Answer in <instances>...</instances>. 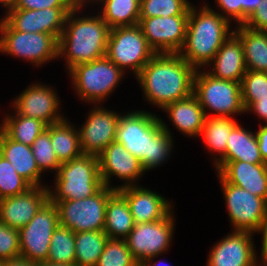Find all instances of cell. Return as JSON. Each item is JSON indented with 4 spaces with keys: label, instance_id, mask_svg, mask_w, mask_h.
I'll return each mask as SVG.
<instances>
[{
    "label": "cell",
    "instance_id": "obj_2",
    "mask_svg": "<svg viewBox=\"0 0 267 266\" xmlns=\"http://www.w3.org/2000/svg\"><path fill=\"white\" fill-rule=\"evenodd\" d=\"M196 69L178 53H156L136 76L145 98L164 108L193 94Z\"/></svg>",
    "mask_w": 267,
    "mask_h": 266
},
{
    "label": "cell",
    "instance_id": "obj_43",
    "mask_svg": "<svg viewBox=\"0 0 267 266\" xmlns=\"http://www.w3.org/2000/svg\"><path fill=\"white\" fill-rule=\"evenodd\" d=\"M244 26L257 31H267V0H261V4L249 16Z\"/></svg>",
    "mask_w": 267,
    "mask_h": 266
},
{
    "label": "cell",
    "instance_id": "obj_4",
    "mask_svg": "<svg viewBox=\"0 0 267 266\" xmlns=\"http://www.w3.org/2000/svg\"><path fill=\"white\" fill-rule=\"evenodd\" d=\"M196 11L195 7L190 6L186 37L178 54L198 69L212 62L233 31L229 32L231 18L213 11L207 5Z\"/></svg>",
    "mask_w": 267,
    "mask_h": 266
},
{
    "label": "cell",
    "instance_id": "obj_40",
    "mask_svg": "<svg viewBox=\"0 0 267 266\" xmlns=\"http://www.w3.org/2000/svg\"><path fill=\"white\" fill-rule=\"evenodd\" d=\"M21 256L19 230L0 222V261Z\"/></svg>",
    "mask_w": 267,
    "mask_h": 266
},
{
    "label": "cell",
    "instance_id": "obj_3",
    "mask_svg": "<svg viewBox=\"0 0 267 266\" xmlns=\"http://www.w3.org/2000/svg\"><path fill=\"white\" fill-rule=\"evenodd\" d=\"M80 8L82 6L77 5L67 14L64 29L58 39V57L66 56L69 71L74 66L106 55L109 26L99 15L74 18Z\"/></svg>",
    "mask_w": 267,
    "mask_h": 266
},
{
    "label": "cell",
    "instance_id": "obj_1",
    "mask_svg": "<svg viewBox=\"0 0 267 266\" xmlns=\"http://www.w3.org/2000/svg\"><path fill=\"white\" fill-rule=\"evenodd\" d=\"M164 122L149 112H129L121 115L116 132V142L122 144L138 158L148 171L169 158L172 139Z\"/></svg>",
    "mask_w": 267,
    "mask_h": 266
},
{
    "label": "cell",
    "instance_id": "obj_35",
    "mask_svg": "<svg viewBox=\"0 0 267 266\" xmlns=\"http://www.w3.org/2000/svg\"><path fill=\"white\" fill-rule=\"evenodd\" d=\"M187 0H140V18L189 15Z\"/></svg>",
    "mask_w": 267,
    "mask_h": 266
},
{
    "label": "cell",
    "instance_id": "obj_25",
    "mask_svg": "<svg viewBox=\"0 0 267 266\" xmlns=\"http://www.w3.org/2000/svg\"><path fill=\"white\" fill-rule=\"evenodd\" d=\"M0 155L7 159L16 172L32 187L41 186L39 180L42 172L36 164L31 146L13 141L3 132Z\"/></svg>",
    "mask_w": 267,
    "mask_h": 266
},
{
    "label": "cell",
    "instance_id": "obj_21",
    "mask_svg": "<svg viewBox=\"0 0 267 266\" xmlns=\"http://www.w3.org/2000/svg\"><path fill=\"white\" fill-rule=\"evenodd\" d=\"M140 187L130 185L117 190L126 199L135 224L159 221L172 212L164 197Z\"/></svg>",
    "mask_w": 267,
    "mask_h": 266
},
{
    "label": "cell",
    "instance_id": "obj_33",
    "mask_svg": "<svg viewBox=\"0 0 267 266\" xmlns=\"http://www.w3.org/2000/svg\"><path fill=\"white\" fill-rule=\"evenodd\" d=\"M6 117L3 121L4 133L13 141L31 146L37 137L47 129L41 120L19 115Z\"/></svg>",
    "mask_w": 267,
    "mask_h": 266
},
{
    "label": "cell",
    "instance_id": "obj_24",
    "mask_svg": "<svg viewBox=\"0 0 267 266\" xmlns=\"http://www.w3.org/2000/svg\"><path fill=\"white\" fill-rule=\"evenodd\" d=\"M227 140L225 157L221 161L215 162L218 173L231 161L267 164L261 157L256 133L253 134L237 124L230 132Z\"/></svg>",
    "mask_w": 267,
    "mask_h": 266
},
{
    "label": "cell",
    "instance_id": "obj_10",
    "mask_svg": "<svg viewBox=\"0 0 267 266\" xmlns=\"http://www.w3.org/2000/svg\"><path fill=\"white\" fill-rule=\"evenodd\" d=\"M0 21V51L42 65L58 58V40L51 34L15 30L4 18Z\"/></svg>",
    "mask_w": 267,
    "mask_h": 266
},
{
    "label": "cell",
    "instance_id": "obj_26",
    "mask_svg": "<svg viewBox=\"0 0 267 266\" xmlns=\"http://www.w3.org/2000/svg\"><path fill=\"white\" fill-rule=\"evenodd\" d=\"M164 109L168 112L172 123L183 134L196 137L200 135L206 116L194 94L177 100Z\"/></svg>",
    "mask_w": 267,
    "mask_h": 266
},
{
    "label": "cell",
    "instance_id": "obj_5",
    "mask_svg": "<svg viewBox=\"0 0 267 266\" xmlns=\"http://www.w3.org/2000/svg\"><path fill=\"white\" fill-rule=\"evenodd\" d=\"M55 194L49 192V200L57 204L62 200H79L91 197L103 186L98 157L82 154L62 163L56 171Z\"/></svg>",
    "mask_w": 267,
    "mask_h": 266
},
{
    "label": "cell",
    "instance_id": "obj_44",
    "mask_svg": "<svg viewBox=\"0 0 267 266\" xmlns=\"http://www.w3.org/2000/svg\"><path fill=\"white\" fill-rule=\"evenodd\" d=\"M245 111H254L260 117L259 119H264L267 122V98L256 99Z\"/></svg>",
    "mask_w": 267,
    "mask_h": 266
},
{
    "label": "cell",
    "instance_id": "obj_50",
    "mask_svg": "<svg viewBox=\"0 0 267 266\" xmlns=\"http://www.w3.org/2000/svg\"><path fill=\"white\" fill-rule=\"evenodd\" d=\"M37 266H75V265H68V264H55L48 261L38 262Z\"/></svg>",
    "mask_w": 267,
    "mask_h": 266
},
{
    "label": "cell",
    "instance_id": "obj_42",
    "mask_svg": "<svg viewBox=\"0 0 267 266\" xmlns=\"http://www.w3.org/2000/svg\"><path fill=\"white\" fill-rule=\"evenodd\" d=\"M219 8L225 14L235 19L238 25H244V4L245 0H216Z\"/></svg>",
    "mask_w": 267,
    "mask_h": 266
},
{
    "label": "cell",
    "instance_id": "obj_32",
    "mask_svg": "<svg viewBox=\"0 0 267 266\" xmlns=\"http://www.w3.org/2000/svg\"><path fill=\"white\" fill-rule=\"evenodd\" d=\"M107 240L104 231L75 233V266H96Z\"/></svg>",
    "mask_w": 267,
    "mask_h": 266
},
{
    "label": "cell",
    "instance_id": "obj_11",
    "mask_svg": "<svg viewBox=\"0 0 267 266\" xmlns=\"http://www.w3.org/2000/svg\"><path fill=\"white\" fill-rule=\"evenodd\" d=\"M58 225V208L48 200L28 224L19 230L21 256L36 263L46 261L51 237Z\"/></svg>",
    "mask_w": 267,
    "mask_h": 266
},
{
    "label": "cell",
    "instance_id": "obj_53",
    "mask_svg": "<svg viewBox=\"0 0 267 266\" xmlns=\"http://www.w3.org/2000/svg\"><path fill=\"white\" fill-rule=\"evenodd\" d=\"M3 132H4V130H3V124H1V126H0V142H1V138H2Z\"/></svg>",
    "mask_w": 267,
    "mask_h": 266
},
{
    "label": "cell",
    "instance_id": "obj_30",
    "mask_svg": "<svg viewBox=\"0 0 267 266\" xmlns=\"http://www.w3.org/2000/svg\"><path fill=\"white\" fill-rule=\"evenodd\" d=\"M103 3L101 17L110 29L138 25L140 0H97Z\"/></svg>",
    "mask_w": 267,
    "mask_h": 266
},
{
    "label": "cell",
    "instance_id": "obj_47",
    "mask_svg": "<svg viewBox=\"0 0 267 266\" xmlns=\"http://www.w3.org/2000/svg\"><path fill=\"white\" fill-rule=\"evenodd\" d=\"M0 266H37V263L23 256H18L0 261Z\"/></svg>",
    "mask_w": 267,
    "mask_h": 266
},
{
    "label": "cell",
    "instance_id": "obj_37",
    "mask_svg": "<svg viewBox=\"0 0 267 266\" xmlns=\"http://www.w3.org/2000/svg\"><path fill=\"white\" fill-rule=\"evenodd\" d=\"M31 187L32 186L16 172L11 163L0 155V200L24 193Z\"/></svg>",
    "mask_w": 267,
    "mask_h": 266
},
{
    "label": "cell",
    "instance_id": "obj_9",
    "mask_svg": "<svg viewBox=\"0 0 267 266\" xmlns=\"http://www.w3.org/2000/svg\"><path fill=\"white\" fill-rule=\"evenodd\" d=\"M69 72L79 97L92 103L100 102L110 95L124 74L106 56L74 66Z\"/></svg>",
    "mask_w": 267,
    "mask_h": 266
},
{
    "label": "cell",
    "instance_id": "obj_19",
    "mask_svg": "<svg viewBox=\"0 0 267 266\" xmlns=\"http://www.w3.org/2000/svg\"><path fill=\"white\" fill-rule=\"evenodd\" d=\"M250 231L235 230L212 247L207 266H257Z\"/></svg>",
    "mask_w": 267,
    "mask_h": 266
},
{
    "label": "cell",
    "instance_id": "obj_51",
    "mask_svg": "<svg viewBox=\"0 0 267 266\" xmlns=\"http://www.w3.org/2000/svg\"><path fill=\"white\" fill-rule=\"evenodd\" d=\"M74 1H75V3H76L77 5L83 7V5L85 4V1H89V0H74ZM90 1H91V0H90ZM92 1H94V0H92ZM95 1H97V0H95ZM83 3H84V4H83Z\"/></svg>",
    "mask_w": 267,
    "mask_h": 266
},
{
    "label": "cell",
    "instance_id": "obj_14",
    "mask_svg": "<svg viewBox=\"0 0 267 266\" xmlns=\"http://www.w3.org/2000/svg\"><path fill=\"white\" fill-rule=\"evenodd\" d=\"M189 15L139 18L138 25L155 53H179L186 37Z\"/></svg>",
    "mask_w": 267,
    "mask_h": 266
},
{
    "label": "cell",
    "instance_id": "obj_17",
    "mask_svg": "<svg viewBox=\"0 0 267 266\" xmlns=\"http://www.w3.org/2000/svg\"><path fill=\"white\" fill-rule=\"evenodd\" d=\"M47 186L31 187L24 193L0 200V222L20 230L49 200Z\"/></svg>",
    "mask_w": 267,
    "mask_h": 266
},
{
    "label": "cell",
    "instance_id": "obj_12",
    "mask_svg": "<svg viewBox=\"0 0 267 266\" xmlns=\"http://www.w3.org/2000/svg\"><path fill=\"white\" fill-rule=\"evenodd\" d=\"M173 229L174 219L170 213L159 221L135 224L125 242L136 261L142 264L168 249Z\"/></svg>",
    "mask_w": 267,
    "mask_h": 266
},
{
    "label": "cell",
    "instance_id": "obj_22",
    "mask_svg": "<svg viewBox=\"0 0 267 266\" xmlns=\"http://www.w3.org/2000/svg\"><path fill=\"white\" fill-rule=\"evenodd\" d=\"M218 174L228 183L267 201V164L231 161Z\"/></svg>",
    "mask_w": 267,
    "mask_h": 266
},
{
    "label": "cell",
    "instance_id": "obj_23",
    "mask_svg": "<svg viewBox=\"0 0 267 266\" xmlns=\"http://www.w3.org/2000/svg\"><path fill=\"white\" fill-rule=\"evenodd\" d=\"M212 61L214 70L209 74L218 79L241 83L247 70L241 40L234 33L222 44Z\"/></svg>",
    "mask_w": 267,
    "mask_h": 266
},
{
    "label": "cell",
    "instance_id": "obj_20",
    "mask_svg": "<svg viewBox=\"0 0 267 266\" xmlns=\"http://www.w3.org/2000/svg\"><path fill=\"white\" fill-rule=\"evenodd\" d=\"M59 98L53 89L41 84H34L15 99L14 107L19 115L41 120L48 126L62 121L59 110Z\"/></svg>",
    "mask_w": 267,
    "mask_h": 266
},
{
    "label": "cell",
    "instance_id": "obj_29",
    "mask_svg": "<svg viewBox=\"0 0 267 266\" xmlns=\"http://www.w3.org/2000/svg\"><path fill=\"white\" fill-rule=\"evenodd\" d=\"M46 130L50 133L52 147L61 164L83 154L79 132L65 119L47 126Z\"/></svg>",
    "mask_w": 267,
    "mask_h": 266
},
{
    "label": "cell",
    "instance_id": "obj_48",
    "mask_svg": "<svg viewBox=\"0 0 267 266\" xmlns=\"http://www.w3.org/2000/svg\"><path fill=\"white\" fill-rule=\"evenodd\" d=\"M261 4V0H245L244 4V23L249 16L258 8Z\"/></svg>",
    "mask_w": 267,
    "mask_h": 266
},
{
    "label": "cell",
    "instance_id": "obj_18",
    "mask_svg": "<svg viewBox=\"0 0 267 266\" xmlns=\"http://www.w3.org/2000/svg\"><path fill=\"white\" fill-rule=\"evenodd\" d=\"M100 178L105 186L109 187V178L115 175L127 183L119 187L132 186V181L145 172L138 158L134 157L124 146L116 141L110 143L98 156ZM111 175V176H110ZM131 182V183H130Z\"/></svg>",
    "mask_w": 267,
    "mask_h": 266
},
{
    "label": "cell",
    "instance_id": "obj_34",
    "mask_svg": "<svg viewBox=\"0 0 267 266\" xmlns=\"http://www.w3.org/2000/svg\"><path fill=\"white\" fill-rule=\"evenodd\" d=\"M46 261L75 265V233L69 228L58 225L51 237Z\"/></svg>",
    "mask_w": 267,
    "mask_h": 266
},
{
    "label": "cell",
    "instance_id": "obj_52",
    "mask_svg": "<svg viewBox=\"0 0 267 266\" xmlns=\"http://www.w3.org/2000/svg\"><path fill=\"white\" fill-rule=\"evenodd\" d=\"M157 263H155L154 265L150 263V260H145L142 265L143 266H158V264L156 265Z\"/></svg>",
    "mask_w": 267,
    "mask_h": 266
},
{
    "label": "cell",
    "instance_id": "obj_54",
    "mask_svg": "<svg viewBox=\"0 0 267 266\" xmlns=\"http://www.w3.org/2000/svg\"><path fill=\"white\" fill-rule=\"evenodd\" d=\"M263 264H264V266H267V261L266 262H263L262 263V266H263ZM258 266V265H257Z\"/></svg>",
    "mask_w": 267,
    "mask_h": 266
},
{
    "label": "cell",
    "instance_id": "obj_28",
    "mask_svg": "<svg viewBox=\"0 0 267 266\" xmlns=\"http://www.w3.org/2000/svg\"><path fill=\"white\" fill-rule=\"evenodd\" d=\"M133 216L126 199L116 191L106 205L104 232L108 238L125 239L134 228Z\"/></svg>",
    "mask_w": 267,
    "mask_h": 266
},
{
    "label": "cell",
    "instance_id": "obj_36",
    "mask_svg": "<svg viewBox=\"0 0 267 266\" xmlns=\"http://www.w3.org/2000/svg\"><path fill=\"white\" fill-rule=\"evenodd\" d=\"M137 264L125 239L108 238L96 266H136Z\"/></svg>",
    "mask_w": 267,
    "mask_h": 266
},
{
    "label": "cell",
    "instance_id": "obj_38",
    "mask_svg": "<svg viewBox=\"0 0 267 266\" xmlns=\"http://www.w3.org/2000/svg\"><path fill=\"white\" fill-rule=\"evenodd\" d=\"M240 84L245 109L256 99L267 98L266 72L247 70Z\"/></svg>",
    "mask_w": 267,
    "mask_h": 266
},
{
    "label": "cell",
    "instance_id": "obj_7",
    "mask_svg": "<svg viewBox=\"0 0 267 266\" xmlns=\"http://www.w3.org/2000/svg\"><path fill=\"white\" fill-rule=\"evenodd\" d=\"M115 187L103 186L91 197L79 200H62L56 204L59 225L72 232L103 231L108 199L116 192Z\"/></svg>",
    "mask_w": 267,
    "mask_h": 266
},
{
    "label": "cell",
    "instance_id": "obj_15",
    "mask_svg": "<svg viewBox=\"0 0 267 266\" xmlns=\"http://www.w3.org/2000/svg\"><path fill=\"white\" fill-rule=\"evenodd\" d=\"M120 116L103 107L92 109L83 127L78 131L82 153L98 157L110 143L114 142Z\"/></svg>",
    "mask_w": 267,
    "mask_h": 266
},
{
    "label": "cell",
    "instance_id": "obj_49",
    "mask_svg": "<svg viewBox=\"0 0 267 266\" xmlns=\"http://www.w3.org/2000/svg\"><path fill=\"white\" fill-rule=\"evenodd\" d=\"M17 0H0L3 6H6L9 12L12 9H15Z\"/></svg>",
    "mask_w": 267,
    "mask_h": 266
},
{
    "label": "cell",
    "instance_id": "obj_31",
    "mask_svg": "<svg viewBox=\"0 0 267 266\" xmlns=\"http://www.w3.org/2000/svg\"><path fill=\"white\" fill-rule=\"evenodd\" d=\"M237 125L232 117L228 116H208L205 119L204 126L200 135H203L204 141L213 152H219L221 161L226 154L227 138L232 129Z\"/></svg>",
    "mask_w": 267,
    "mask_h": 266
},
{
    "label": "cell",
    "instance_id": "obj_6",
    "mask_svg": "<svg viewBox=\"0 0 267 266\" xmlns=\"http://www.w3.org/2000/svg\"><path fill=\"white\" fill-rule=\"evenodd\" d=\"M193 94L200 106L215 111L214 116H228L246 112L241 93V84L237 81L223 80L213 77L208 72L196 69L193 80Z\"/></svg>",
    "mask_w": 267,
    "mask_h": 266
},
{
    "label": "cell",
    "instance_id": "obj_27",
    "mask_svg": "<svg viewBox=\"0 0 267 266\" xmlns=\"http://www.w3.org/2000/svg\"><path fill=\"white\" fill-rule=\"evenodd\" d=\"M233 33L241 40L246 70L267 73V31L239 25Z\"/></svg>",
    "mask_w": 267,
    "mask_h": 266
},
{
    "label": "cell",
    "instance_id": "obj_13",
    "mask_svg": "<svg viewBox=\"0 0 267 266\" xmlns=\"http://www.w3.org/2000/svg\"><path fill=\"white\" fill-rule=\"evenodd\" d=\"M222 191L234 230L256 232L267 208V201L241 187L228 183L220 174Z\"/></svg>",
    "mask_w": 267,
    "mask_h": 266
},
{
    "label": "cell",
    "instance_id": "obj_8",
    "mask_svg": "<svg viewBox=\"0 0 267 266\" xmlns=\"http://www.w3.org/2000/svg\"><path fill=\"white\" fill-rule=\"evenodd\" d=\"M155 54L139 25L110 29L105 56L121 70L130 67L137 76Z\"/></svg>",
    "mask_w": 267,
    "mask_h": 266
},
{
    "label": "cell",
    "instance_id": "obj_45",
    "mask_svg": "<svg viewBox=\"0 0 267 266\" xmlns=\"http://www.w3.org/2000/svg\"><path fill=\"white\" fill-rule=\"evenodd\" d=\"M256 136L261 157L264 162L267 163V124L264 126H262V124L260 125V129L256 132Z\"/></svg>",
    "mask_w": 267,
    "mask_h": 266
},
{
    "label": "cell",
    "instance_id": "obj_46",
    "mask_svg": "<svg viewBox=\"0 0 267 266\" xmlns=\"http://www.w3.org/2000/svg\"><path fill=\"white\" fill-rule=\"evenodd\" d=\"M256 232H262V251H261V259L263 260L262 262L267 261V208L264 213L263 219L261 221V225L259 229Z\"/></svg>",
    "mask_w": 267,
    "mask_h": 266
},
{
    "label": "cell",
    "instance_id": "obj_16",
    "mask_svg": "<svg viewBox=\"0 0 267 266\" xmlns=\"http://www.w3.org/2000/svg\"><path fill=\"white\" fill-rule=\"evenodd\" d=\"M73 8H46L41 10L12 9L4 19L17 31L51 34L57 40L64 29L67 14Z\"/></svg>",
    "mask_w": 267,
    "mask_h": 266
},
{
    "label": "cell",
    "instance_id": "obj_39",
    "mask_svg": "<svg viewBox=\"0 0 267 266\" xmlns=\"http://www.w3.org/2000/svg\"><path fill=\"white\" fill-rule=\"evenodd\" d=\"M36 164L41 172L48 169L57 170L61 163L57 159L51 144L50 133L45 130L31 145Z\"/></svg>",
    "mask_w": 267,
    "mask_h": 266
},
{
    "label": "cell",
    "instance_id": "obj_41",
    "mask_svg": "<svg viewBox=\"0 0 267 266\" xmlns=\"http://www.w3.org/2000/svg\"><path fill=\"white\" fill-rule=\"evenodd\" d=\"M74 0H17L15 9L75 8Z\"/></svg>",
    "mask_w": 267,
    "mask_h": 266
}]
</instances>
